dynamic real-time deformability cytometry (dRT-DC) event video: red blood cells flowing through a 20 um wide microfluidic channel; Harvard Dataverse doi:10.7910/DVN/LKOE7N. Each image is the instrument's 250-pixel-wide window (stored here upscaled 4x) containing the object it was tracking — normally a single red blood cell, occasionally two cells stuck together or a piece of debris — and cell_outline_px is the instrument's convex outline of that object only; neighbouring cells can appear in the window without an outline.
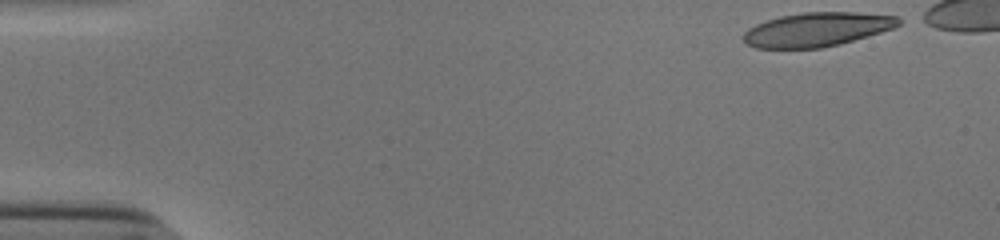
{"species": "human", "species_latin": "Homo sapiens", "temperature_condition": "cold", "stored_images_in_passage": 41, "camera_frame_rate_fps": 3000, "um_per_image_px": 0.085, "donor": {"sex": "male"}, "frame": {"image": 1, "passage_image": 1, "time_ms": 0.0, "image_size_px": [1000, 240], "cell_outline_px": [[900, 24], [892, 28], [868, 36], [840, 44], [820, 48], [756, 48], [748, 44], [740, 36], [748, 28], [756, 24], [780, 16], [804, 12], [860, 12], [900, 16]], "centroid_in_image_um": [69.44, 2.5], "position_along_channel_um": 15.6, "area_um2": 30.81}}
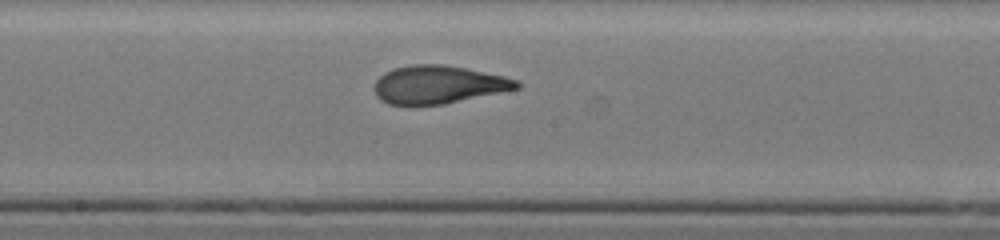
{"frame": {"image": 2, "passage_image": 26, "time_ms": 8.333, "image_size_px": [1000, 240], "cell_outline_px": [[520, 88], [444, 104], [388, 104], [380, 100], [376, 96], [372, 88], [376, 80], [384, 72], [392, 68], [412, 64], [444, 64], [504, 76], [520, 80]], "centroid_in_image_um": [37.23, 7.18], "position_along_channel_um": 211.0, "area_um2": 31.62}}
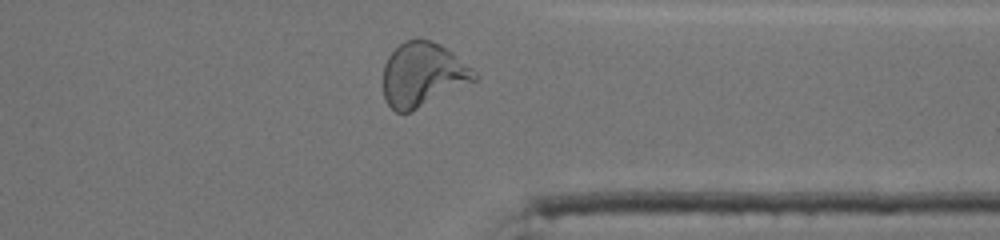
{"frame": {"image": 3, "passage_image": 39, "time_ms": 12.667, "image_size_px": [1000, 240], "cell_outline_px": [[480, 76], [476, 80], [412, 112], [396, 112], [384, 100], [384, 64], [388, 56], [404, 40], [432, 40], [440, 44], [452, 52], [472, 68]], "centroid_in_image_um": [35.94, 6.35], "position_along_channel_um": 375.5, "area_um2": 33.99}, "authors_computed_cell_mechanics": {"area_um2": 31.6166, "velocity_mm_per_s": 3.8574, "shape_relaxation_time_tau1_ms": 8.649, "shape_relaxation_time_tau2_ms": 1.1468, "deformation_change_tau1": 0.3062, "deformation_change_tau2": 0.0758}}